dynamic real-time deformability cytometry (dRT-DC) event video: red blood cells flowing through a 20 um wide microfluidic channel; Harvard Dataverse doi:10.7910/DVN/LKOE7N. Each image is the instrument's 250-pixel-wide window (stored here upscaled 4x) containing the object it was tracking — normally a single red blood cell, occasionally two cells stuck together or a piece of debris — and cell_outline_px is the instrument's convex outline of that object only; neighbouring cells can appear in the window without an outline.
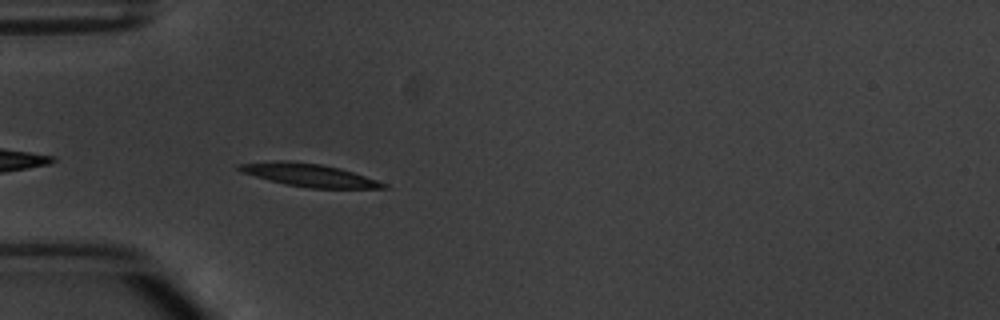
{"species": "common noctule bat (a hibernating species)", "species_latin": "Nyctalus noctula", "temperature_condition": "warm", "stored_images_in_passage": 3, "camera_frame_rate_fps": 3000, "um_per_image_px": 0.085, "animal": {"sex": "male", "body_mass_g": 20.1, "forearm_length_mm": 53.5}, "frame": {"image": 1, "passage_image": 3, "time_ms": 2.333, "image_size_px": [1000, 320], "cell_outline_px": [[388, 188], [308, 188], [284, 184], [240, 172], [236, 168], [236, 164], [280, 160], [288, 160], [320, 164], [340, 168], [388, 184]], "centroid_in_image_um": [26.22, 14.88], "position_along_channel_um": 58.8, "area_um2": 19.19}}